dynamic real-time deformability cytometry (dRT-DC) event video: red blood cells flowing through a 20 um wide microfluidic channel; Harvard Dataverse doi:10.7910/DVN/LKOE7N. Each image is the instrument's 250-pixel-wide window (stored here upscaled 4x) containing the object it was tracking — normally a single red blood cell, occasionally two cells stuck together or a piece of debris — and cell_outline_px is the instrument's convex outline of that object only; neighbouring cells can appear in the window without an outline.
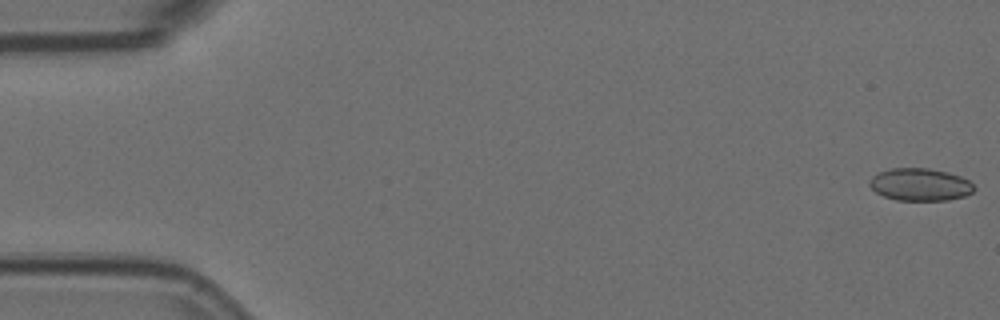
{"species": "Egyptian fruit bat (a non-hibernating species)", "species_latin": "Rousettus aegyptiacus", "temperature_condition": "room temperature", "stored_images_in_passage": 4, "camera_frame_rate_fps": 3000, "um_per_image_px": 0.085, "animal": {"sex": "female"}, "frame": {"image": 1, "passage_image": 1, "time_ms": 0.0, "image_size_px": [1000, 320], "cell_outline_px": [[976, 188], [972, 192], [964, 196], [948, 200], [896, 200], [884, 196], [876, 192], [868, 184], [868, 180], [872, 176], [880, 172], [892, 168], [928, 168], [948, 172], [960, 176], [968, 180]], "centroid_in_image_um": [78.2, 15.68], "position_along_channel_um": 6.8, "area_um2": 19.77}}